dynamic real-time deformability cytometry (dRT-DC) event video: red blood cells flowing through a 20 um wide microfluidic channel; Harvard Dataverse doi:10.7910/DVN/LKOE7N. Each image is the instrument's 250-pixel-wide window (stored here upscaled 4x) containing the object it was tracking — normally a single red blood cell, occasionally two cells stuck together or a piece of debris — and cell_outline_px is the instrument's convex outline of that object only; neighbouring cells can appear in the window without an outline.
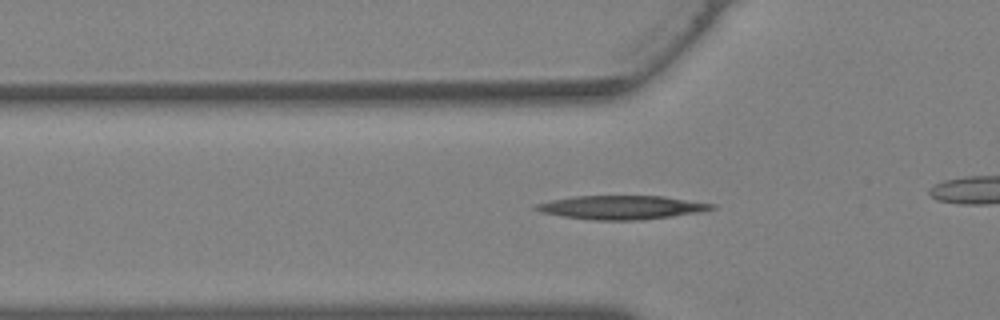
{"species": "Egyptian fruit bat (a non-hibernating species)", "species_latin": "Rousettus aegyptiacus", "temperature_condition": "warm", "stored_images_in_passage": 25, "camera_frame_rate_fps": 3000, "um_per_image_px": 0.085, "animal": {"sex": "female"}, "frame": {"image": 1, "passage_image": 7, "time_ms": 2.0, "image_size_px": [1000, 320], "cell_outline_px": [[716, 208], [700, 212], [672, 216], [640, 220], [592, 220], [560, 216], [540, 212], [532, 208], [536, 204], [552, 200], [572, 196], [664, 196], [716, 204]], "centroid_in_image_um": [52.82, 17.63], "position_along_channel_um": 73.0, "area_um2": 24.39}}
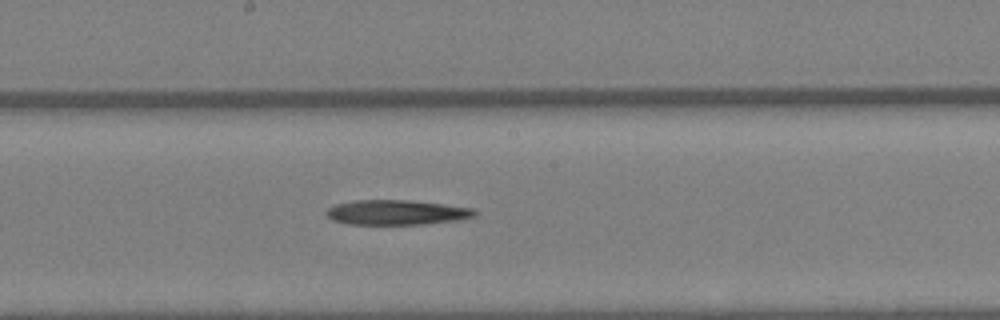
{"frame": {"image": 2, "passage_image": 15, "time_ms": 4.667, "image_size_px": [1000, 320], "cell_outline_px": [[476, 216], [460, 220], [420, 224], [348, 224], [332, 220], [324, 212], [328, 208], [336, 204], [352, 200], [404, 200], [476, 208]], "centroid_in_image_um": [33.7, 18.05], "position_along_channel_um": 214.5, "area_um2": 21.44}}
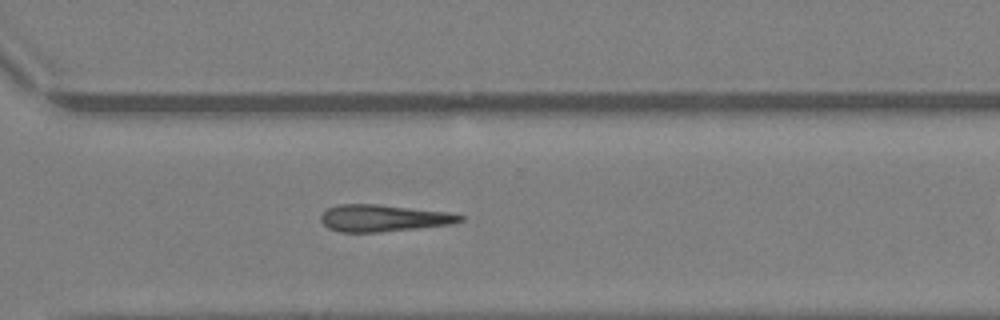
{"frame": {"image": 3, "passage_image": 22, "time_ms": 7.0, "image_size_px": [1000, 320], "cell_outline_px": [[464, 220], [452, 224], [380, 232], [340, 232], [328, 228], [320, 220], [320, 216], [328, 208], [340, 204], [380, 204], [448, 212], [464, 216]], "centroid_in_image_um": [32.59, 18.53], "position_along_channel_um": 338.0, "area_um2": 21.79}}